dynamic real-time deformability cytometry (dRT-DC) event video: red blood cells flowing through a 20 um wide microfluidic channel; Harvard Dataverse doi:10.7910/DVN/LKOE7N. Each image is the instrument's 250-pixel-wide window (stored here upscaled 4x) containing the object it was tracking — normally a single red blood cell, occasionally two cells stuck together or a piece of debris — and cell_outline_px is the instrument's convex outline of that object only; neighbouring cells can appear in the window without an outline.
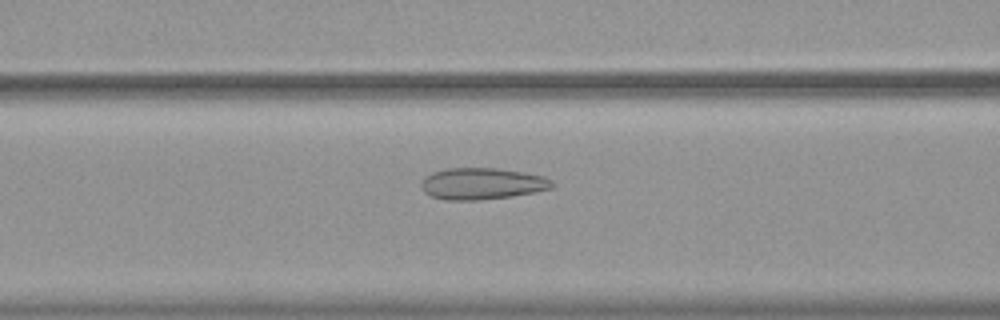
{"species": "common noctule bat (a hibernating species)", "species_latin": "Nyctalus noctula", "temperature_condition": "warm", "stored_images_in_passage": 54, "camera_frame_rate_fps": 3000, "um_per_image_px": 0.085, "animal": {"sex": "female", "body_mass_g": 19.9}, "frame": {"image": 1, "passage_image": 23, "time_ms": 7.333, "image_size_px": [1000, 320], "cell_outline_px": [[556, 184], [552, 188], [536, 192], [512, 196], [480, 200], [444, 200], [432, 196], [424, 192], [420, 184], [424, 176], [432, 172], [448, 168], [496, 168], [524, 172], [544, 176], [552, 180]], "centroid_in_image_um": [40.98, 15.61], "position_along_channel_um": 125.6, "area_um2": 24.33}}
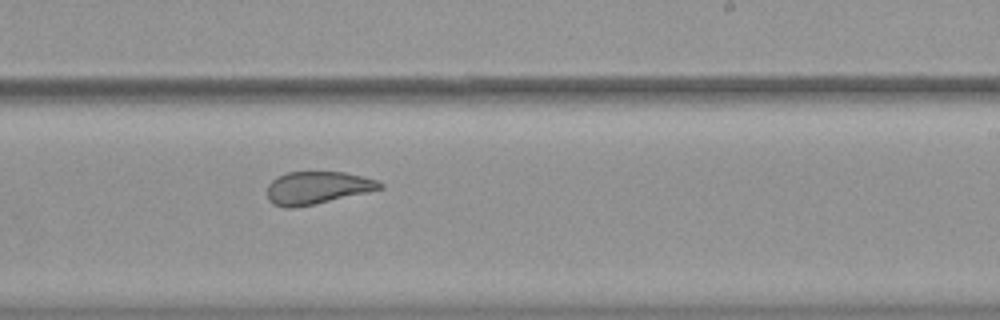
{"frame": {"image": 2, "passage_image": 34, "time_ms": 11.0, "image_size_px": [1000, 320], "cell_outline_px": [[384, 188], [368, 192], [312, 204], [292, 208], [284, 208], [272, 204], [268, 200], [268, 184], [276, 176], [288, 172], [344, 172], [380, 180], [384, 184]], "centroid_in_image_um": [26.97, 15.95], "position_along_channel_um": 262.0, "area_um2": 21.44}}
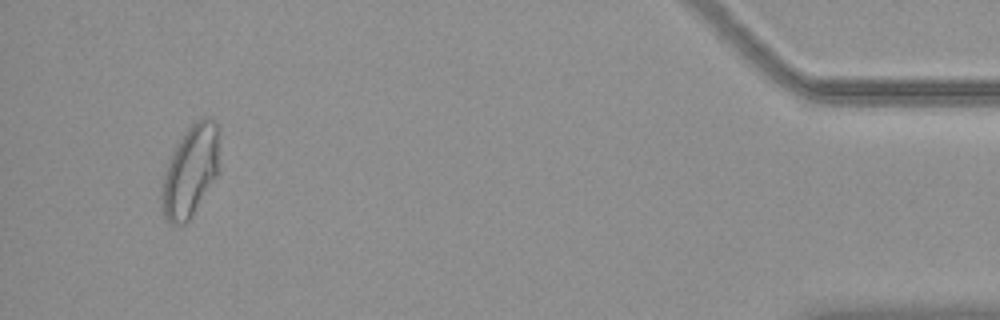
{"frame": {"image": 3, "passage_image": 52, "time_ms": 17.0, "image_size_px": [1000, 320], "cell_outline_px": [[216, 176], [192, 216], [184, 224], [172, 224], [160, 212], [160, 188], [168, 160], [176, 144], [188, 128], [196, 120], [204, 116], [208, 116], [216, 120]], "centroid_in_image_um": [16.1, 14.58], "position_along_channel_um": 419.1, "area_um2": 30.23}, "authors_computed_cell_mechanics": {"area_um2": 27.3683, "velocity_mm_per_s": 3.7357, "shape_relaxation_time_tau1_ms": null, "shape_relaxation_time_tau2_ms": 0.9287, "deformation_change_tau1": null, "deformation_change_tau2": 0.0902}}